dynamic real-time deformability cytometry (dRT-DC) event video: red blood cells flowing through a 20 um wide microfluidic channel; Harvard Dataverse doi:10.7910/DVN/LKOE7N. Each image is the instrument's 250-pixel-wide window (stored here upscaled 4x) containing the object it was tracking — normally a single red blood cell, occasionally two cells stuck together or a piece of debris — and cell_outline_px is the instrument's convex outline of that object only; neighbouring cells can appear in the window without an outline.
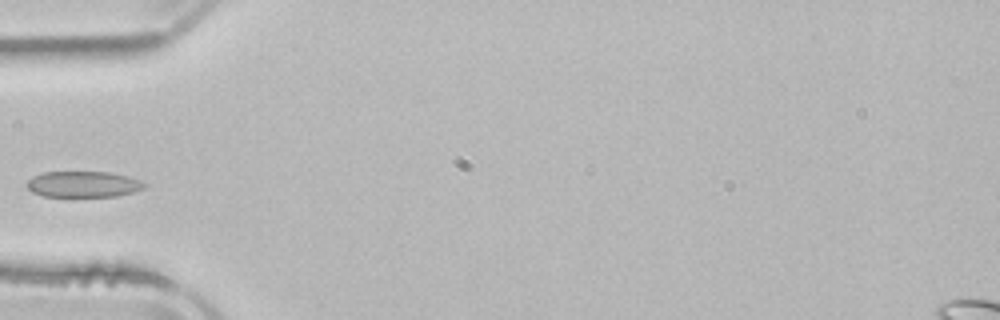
{"species": "common noctule bat (a hibernating species)", "species_latin": "Nyctalus noctula", "temperature_condition": "room temperature", "stored_images_in_passage": 2, "camera_frame_rate_fps": 3000, "um_per_image_px": 0.085, "animal": {"sex": "male", "body_mass_g": 21.5, "forearm_length_mm": 52.0}, "frame": {"image": 1, "passage_image": 2, "time_ms": 1.333, "image_size_px": [1000, 320], "cell_outline_px": [[148, 184], [144, 188], [132, 192], [116, 196], [44, 196], [32, 192], [24, 184], [32, 176], [44, 172], [108, 172], [128, 176], [140, 180]], "centroid_in_image_um": [7.06, 15.65], "position_along_channel_um": 77.9, "area_um2": 17.8}}